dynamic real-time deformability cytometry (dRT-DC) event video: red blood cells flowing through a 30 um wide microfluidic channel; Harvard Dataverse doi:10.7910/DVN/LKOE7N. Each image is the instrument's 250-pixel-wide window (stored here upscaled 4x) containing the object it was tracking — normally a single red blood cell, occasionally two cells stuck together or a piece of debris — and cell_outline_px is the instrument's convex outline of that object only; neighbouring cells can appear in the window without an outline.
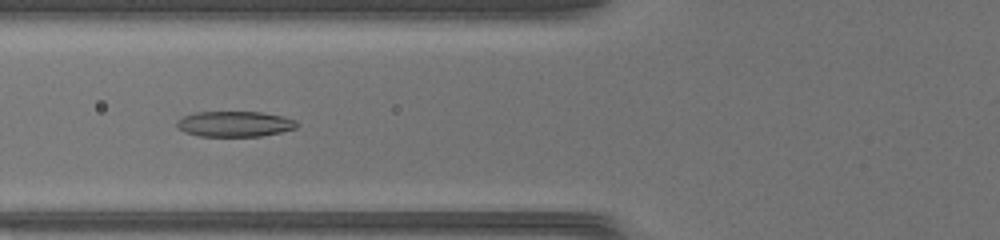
{"species": "common noctule bat (a hibernating species)", "species_latin": "Nyctalus noctula", "temperature_condition": "warm", "stored_images_in_passage": 35, "camera_frame_rate_fps": 3000, "um_per_image_px": 0.085, "animal": {"sex": "female", "body_mass_g": 17.0, "forearm_length_mm": 48.0}, "frame": {"image": 1, "passage_image": 8, "time_ms": 2.333, "image_size_px": [1000, 240], "cell_outline_px": [[300, 124], [296, 128], [280, 132], [260, 136], [200, 136], [184, 132], [176, 128], [176, 120], [192, 112], [260, 112], [284, 116], [296, 120]], "centroid_in_image_um": [19.93, 10.53], "position_along_channel_um": 105.9, "area_um2": 18.03}}
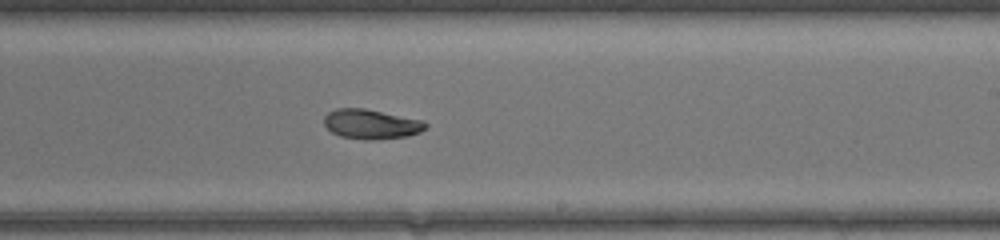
{"frame": {"image": 2, "passage_image": 18, "time_ms": 5.667, "image_size_px": [1000, 240], "cell_outline_px": [[428, 128], [420, 132], [408, 136], [380, 140], [364, 140], [340, 136], [332, 132], [324, 124], [324, 116], [328, 112], [336, 108], [364, 108], [424, 120], [428, 124]], "centroid_in_image_um": [31.58, 10.56], "position_along_channel_um": 257.4, "area_um2": 17.86}}
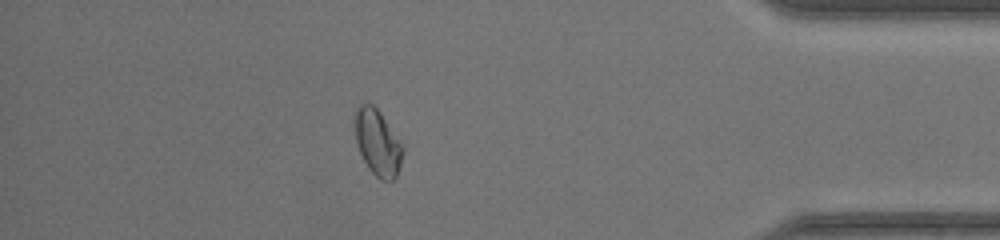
{"frame": {"image": 3, "passage_image": 30, "time_ms": 9.667, "image_size_px": [1000, 240], "cell_outline_px": [[404, 152], [396, 176], [392, 180], [380, 180], [368, 168], [356, 144], [356, 108], [360, 104], [372, 104], [380, 112], [404, 144]], "centroid_in_image_um": [32.13, 12.13], "position_along_channel_um": 403.1, "area_um2": 18.32}}